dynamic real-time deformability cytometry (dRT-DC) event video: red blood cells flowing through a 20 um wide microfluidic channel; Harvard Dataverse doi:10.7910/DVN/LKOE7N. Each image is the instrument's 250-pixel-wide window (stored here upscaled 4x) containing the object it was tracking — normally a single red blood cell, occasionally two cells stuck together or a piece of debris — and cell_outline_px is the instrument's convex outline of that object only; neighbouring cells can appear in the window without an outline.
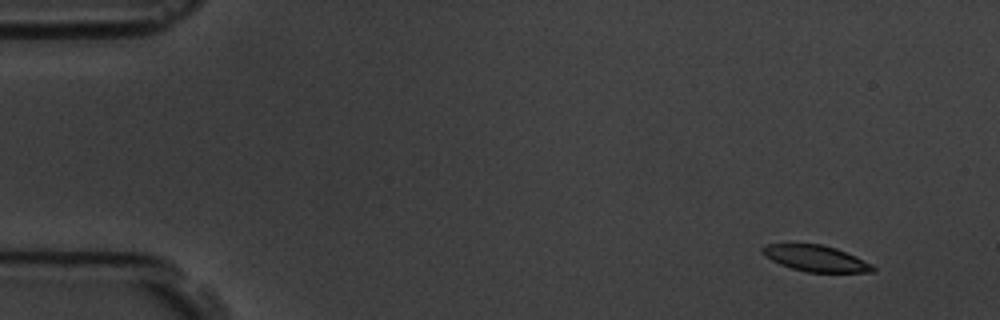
{"species": "common noctule bat (a hibernating species)", "species_latin": "Nyctalus noctula", "temperature_condition": "room temperature", "stored_images_in_passage": 54, "camera_frame_rate_fps": 3000, "um_per_image_px": 0.085, "animal": {"sex": "male", "body_mass_g": 19.5, "forearm_length_mm": 54.6}, "frame": {"image": 1, "passage_image": 1, "time_ms": 0.0, "image_size_px": [1000, 320], "cell_outline_px": [[876, 272], [808, 272], [792, 268], [780, 264], [764, 256], [760, 252], [760, 248], [768, 244], [820, 244], [836, 248], [856, 256], [872, 264], [876, 268]], "centroid_in_image_um": [69.34, 21.96], "position_along_channel_um": 15.7, "area_um2": 16.82}}
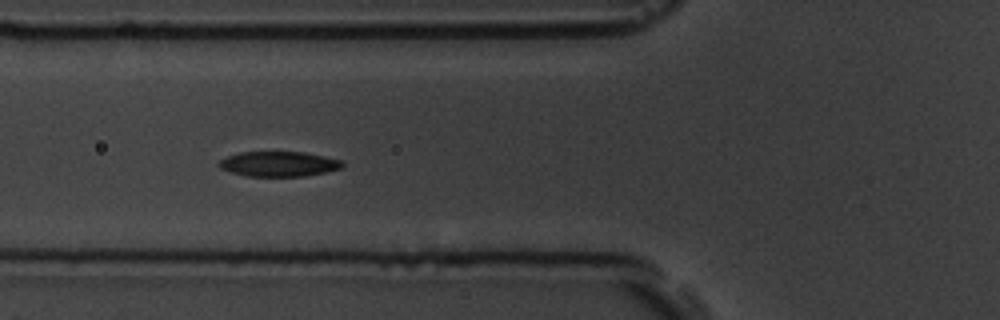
{"frame": {"image": 2, "passage_image": 18, "time_ms": 5.667, "image_size_px": [1000, 320], "cell_outline_px": [[344, 164], [340, 168], [324, 172], [304, 176], [248, 176], [232, 172], [220, 168], [216, 164], [220, 160], [228, 156], [240, 152], [304, 152], [324, 156], [340, 160]], "centroid_in_image_um": [23.66, 13.93], "position_along_channel_um": 102.1, "area_um2": 17.8}}
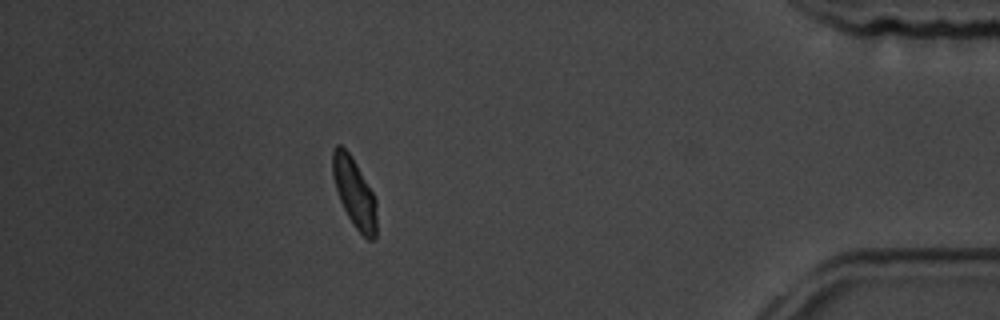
{"frame": {"image": 3, "passage_image": 48, "time_ms": 15.667, "image_size_px": [1000, 320], "cell_outline_px": [[376, 236], [372, 240], [368, 240], [352, 224], [340, 200], [332, 176], [332, 148], [336, 144], [340, 144], [352, 156], [372, 192], [376, 200]], "centroid_in_image_um": [30.1, 16.35], "position_along_channel_um": 405.1, "area_um2": 17.69}, "authors_computed_cell_mechanics": {"area_um2": 18.1492, "velocity_mm_per_s": 3.5117, "shape_relaxation_time_tau1_ms": 2.3239, "shape_relaxation_time_tau2_ms": 2.2733, "deformation_change_tau1": 0.109, "deformation_change_tau2": 0.0691}}